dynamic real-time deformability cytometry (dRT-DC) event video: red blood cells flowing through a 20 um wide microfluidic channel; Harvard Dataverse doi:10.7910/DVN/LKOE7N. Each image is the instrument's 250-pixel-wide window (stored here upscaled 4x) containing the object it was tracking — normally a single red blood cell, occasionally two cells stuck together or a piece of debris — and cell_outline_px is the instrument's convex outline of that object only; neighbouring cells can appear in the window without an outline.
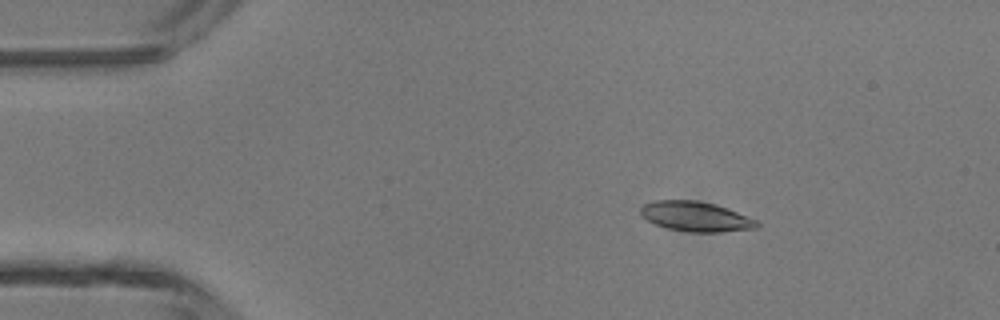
{"species": "common noctule bat (a hibernating species)", "species_latin": "Nyctalus noctula", "temperature_condition": "room temperature", "stored_images_in_passage": 40, "camera_frame_rate_fps": 3000, "um_per_image_px": 0.085, "animal": {"sex": "male", "body_mass_g": 13.3}, "frame": {"image": 1, "passage_image": 1, "time_ms": 0.0, "image_size_px": [1000, 320], "cell_outline_px": [[760, 224], [756, 228], [720, 232], [692, 232], [668, 228], [656, 224], [640, 216], [640, 208], [644, 204], [656, 200], [696, 200], [728, 208], [756, 220]], "centroid_in_image_um": [59.12, 18.4], "position_along_channel_um": 25.9, "area_um2": 20.06}}
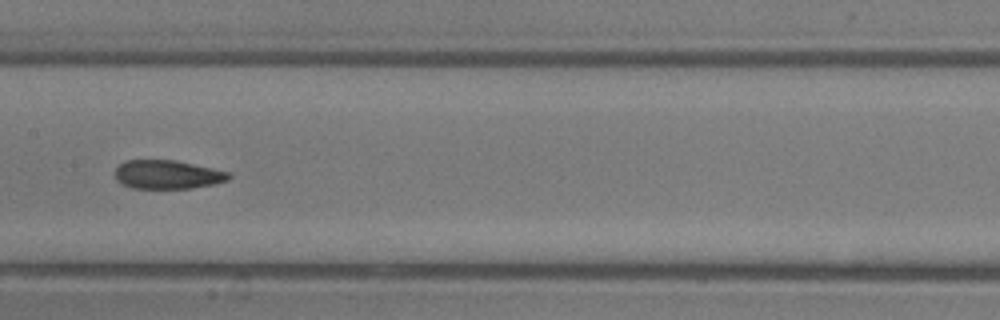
{"frame": {"image": 2, "passage_image": 17, "time_ms": 5.333, "image_size_px": [1000, 320], "cell_outline_px": [[232, 176], [228, 180], [212, 184], [192, 188], [132, 188], [120, 184], [116, 180], [116, 168], [120, 164], [128, 160], [176, 160], [212, 168], [228, 172]], "centroid_in_image_um": [14.22, 14.84], "position_along_channel_um": 193.2, "area_um2": 18.96}}
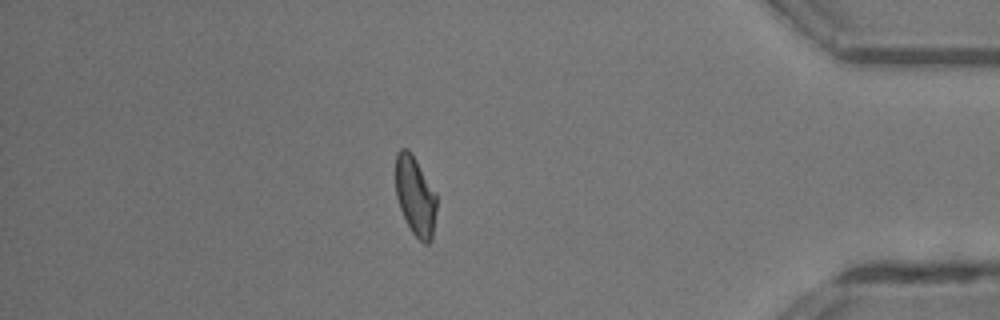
{"frame": {"image": 3, "passage_image": 34, "time_ms": 11.0, "image_size_px": [1000, 320], "cell_outline_px": [[436, 208], [432, 240], [428, 244], [424, 244], [412, 232], [400, 208], [396, 196], [396, 152], [400, 148], [408, 148], [412, 152], [436, 192]], "centroid_in_image_um": [35.3, 16.62], "position_along_channel_um": 399.9, "area_um2": 19.02}, "authors_computed_cell_mechanics": {"area_um2": 19.5653, "velocity_mm_per_s": 4.3706, "shape_relaxation_time_tau1_ms": null, "shape_relaxation_time_tau2_ms": 2.0732, "deformation_change_tau1": null, "deformation_change_tau2": 0.0806}}